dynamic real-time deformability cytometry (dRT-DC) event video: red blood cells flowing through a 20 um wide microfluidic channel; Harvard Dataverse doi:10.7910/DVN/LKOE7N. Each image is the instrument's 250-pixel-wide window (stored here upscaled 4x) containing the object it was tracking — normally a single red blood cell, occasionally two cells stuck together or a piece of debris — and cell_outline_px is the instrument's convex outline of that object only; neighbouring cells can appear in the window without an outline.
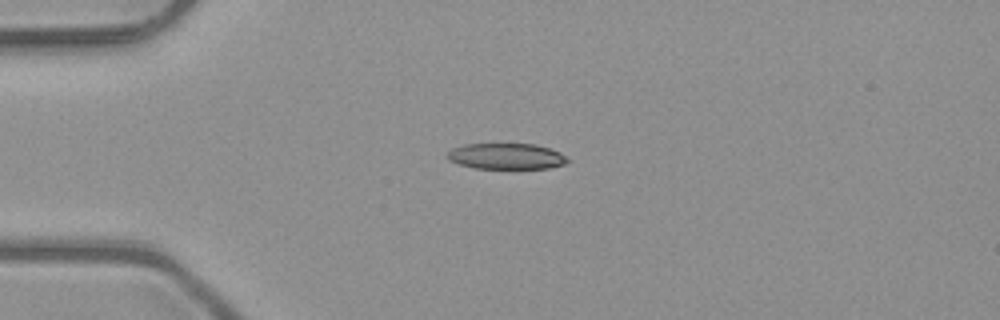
{"species": "common noctule bat (a hibernating species)", "species_latin": "Nyctalus noctula", "temperature_condition": "room temperature", "stored_images_in_passage": 3, "camera_frame_rate_fps": 3000, "um_per_image_px": 0.085, "animal": {"sex": "male", "body_mass_g": 23.1, "forearm_length_mm": 52.7}, "frame": {"image": 1, "passage_image": 1, "time_ms": 0.0, "image_size_px": [1000, 320], "cell_outline_px": [[572, 160], [564, 164], [548, 168], [472, 168], [448, 160], [444, 156], [452, 148], [464, 144], [536, 144], [560, 152]], "centroid_in_image_um": [43.03, 13.28], "position_along_channel_um": 42.0, "area_um2": 18.26}}
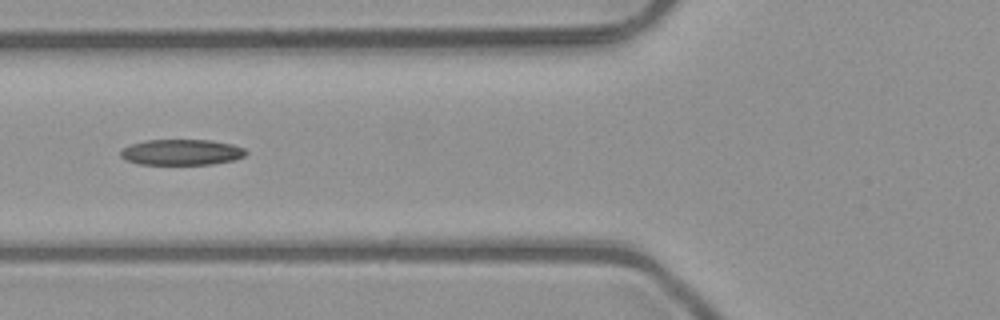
{"frame": {"image": 2, "passage_image": 3, "time_ms": 0.667, "image_size_px": [1000, 320], "cell_outline_px": [[248, 152], [244, 156], [232, 160], [212, 164], [140, 164], [124, 160], [120, 156], [120, 152], [124, 148], [132, 144], [148, 140], [212, 140], [232, 144], [244, 148]], "centroid_in_image_um": [15.44, 12.94], "position_along_channel_um": 110.4, "area_um2": 18.73}}